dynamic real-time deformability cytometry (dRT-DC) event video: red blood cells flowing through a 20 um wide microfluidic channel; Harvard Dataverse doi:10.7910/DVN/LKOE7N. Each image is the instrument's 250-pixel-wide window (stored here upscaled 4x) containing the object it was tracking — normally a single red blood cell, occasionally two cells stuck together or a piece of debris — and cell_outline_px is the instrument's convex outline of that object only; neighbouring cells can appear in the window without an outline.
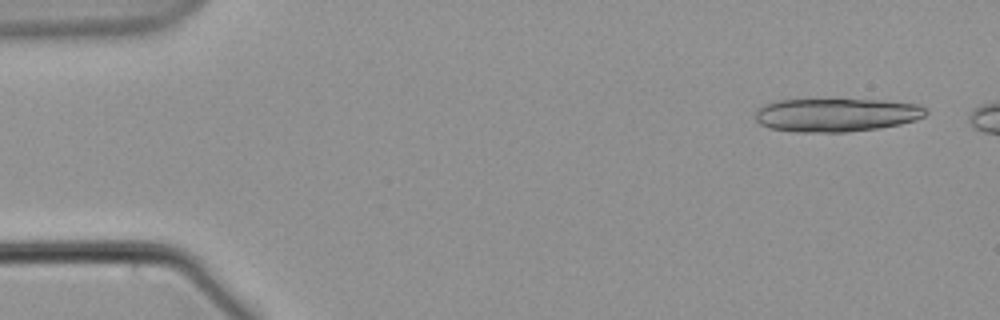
{"species": "common noctule bat (a hibernating species)", "species_latin": "Nyctalus noctula", "temperature_condition": "warm", "stored_images_in_passage": 7, "camera_frame_rate_fps": 3000, "um_per_image_px": 0.085, "animal": {"sex": "male", "body_mass_g": 21.5, "forearm_length_mm": 52.0}, "frame": {"image": 1, "passage_image": 2, "time_ms": 0.333, "image_size_px": [1000, 320], "cell_outline_px": [[928, 112], [924, 116], [916, 120], [900, 124], [880, 128], [848, 132], [796, 132], [772, 128], [760, 124], [756, 120], [756, 108], [764, 104], [776, 100], [884, 100], [920, 104]], "centroid_in_image_um": [71.1, 9.77], "position_along_channel_um": 13.9, "area_um2": 33.29}}